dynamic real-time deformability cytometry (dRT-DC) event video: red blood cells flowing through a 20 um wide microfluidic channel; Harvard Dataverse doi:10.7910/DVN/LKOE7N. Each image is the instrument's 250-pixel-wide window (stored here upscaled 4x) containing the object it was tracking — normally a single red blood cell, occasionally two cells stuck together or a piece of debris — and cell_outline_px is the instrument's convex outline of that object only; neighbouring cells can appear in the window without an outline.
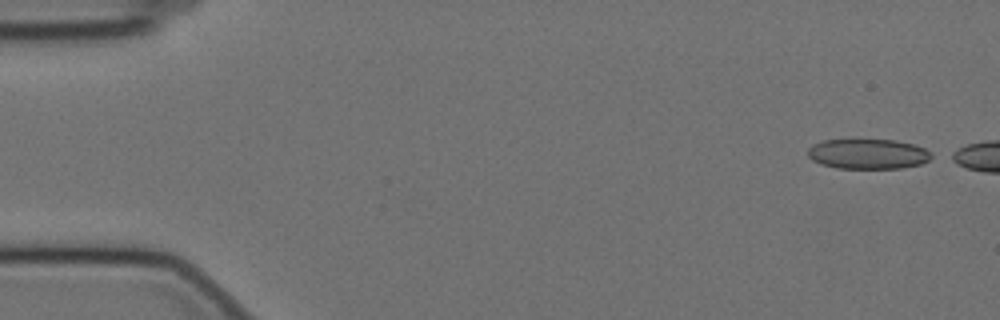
{"species": "Egyptian fruit bat (a non-hibernating species)", "species_latin": "Rousettus aegyptiacus", "temperature_condition": "cold", "stored_images_in_passage": 10, "camera_frame_rate_fps": 3000, "um_per_image_px": 0.085, "animal": {"sex": "female"}, "frame": {"image": 1, "passage_image": 1, "time_ms": 0.0, "image_size_px": [1000, 320], "cell_outline_px": [[936, 156], [920, 164], [900, 168], [836, 168], [820, 164], [812, 160], [808, 156], [808, 148], [812, 144], [824, 140], [896, 140], [912, 144], [924, 148], [932, 152]], "centroid_in_image_um": [73.78, 13.09], "position_along_channel_um": 11.2, "area_um2": 21.73}}